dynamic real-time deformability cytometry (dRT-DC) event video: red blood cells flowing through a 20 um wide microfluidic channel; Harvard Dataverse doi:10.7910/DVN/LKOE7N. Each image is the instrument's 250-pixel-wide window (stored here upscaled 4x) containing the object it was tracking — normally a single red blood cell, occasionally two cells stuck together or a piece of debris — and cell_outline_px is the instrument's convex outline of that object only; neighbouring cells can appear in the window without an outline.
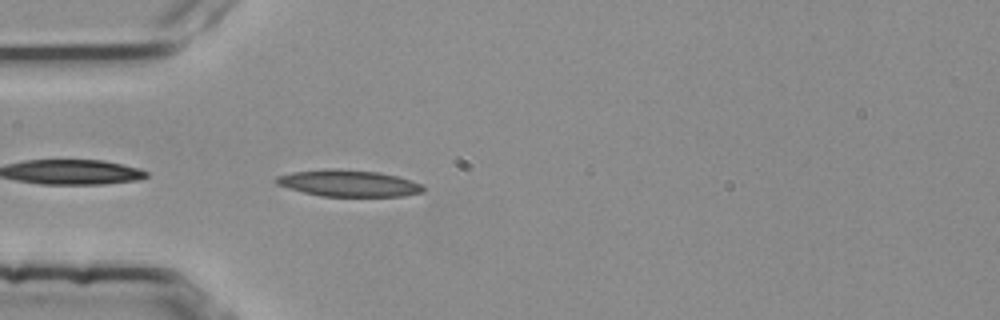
{"species": "common noctule bat (a hibernating species)", "species_latin": "Nyctalus noctula", "temperature_condition": "room temperature", "stored_images_in_passage": 30, "camera_frame_rate_fps": 3000, "um_per_image_px": 0.085, "animal": {"sex": "female", "body_mass_g": 25.1}, "frame": {"image": 1, "passage_image": 1, "time_ms": 0.0, "image_size_px": [1000, 320], "cell_outline_px": [[424, 192], [404, 196], [320, 196], [288, 188], [276, 184], [272, 180], [276, 176], [292, 172], [324, 168], [336, 168], [380, 172], [412, 180], [424, 184]], "centroid_in_image_um": [29.62, 15.56], "position_along_channel_um": 55.4, "area_um2": 23.12}, "authors_computed_cell_mechanics": {"area_um2": 22.1663, "velocity_mm_per_s": 3.7839, "shape_relaxation_time_tau1_ms": 4.4511, "shape_relaxation_time_tau2_ms": 2.689, "deformation_change_tau1": 0.1596, "deformation_change_tau2": 0.1}}